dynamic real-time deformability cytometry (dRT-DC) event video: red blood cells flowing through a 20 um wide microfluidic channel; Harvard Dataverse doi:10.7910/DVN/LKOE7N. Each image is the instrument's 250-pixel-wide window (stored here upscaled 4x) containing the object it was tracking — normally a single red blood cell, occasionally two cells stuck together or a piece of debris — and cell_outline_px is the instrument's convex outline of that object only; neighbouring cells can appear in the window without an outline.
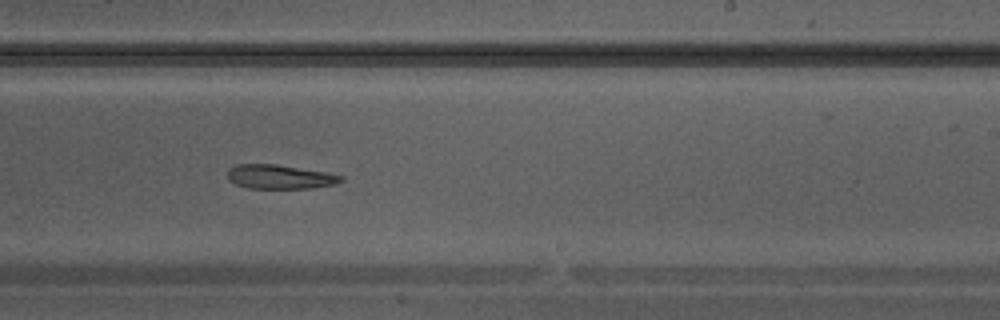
{"species": "Egyptian fruit bat (a non-hibernating species)", "species_latin": "Rousettus aegyptiacus", "temperature_condition": "warm", "stored_images_in_passage": 34, "camera_frame_rate_fps": 3000, "um_per_image_px": 0.085, "animal": {"sex": "male"}, "frame": {"image": 1, "passage_image": 20, "time_ms": 6.333, "image_size_px": [1000, 320], "cell_outline_px": [[344, 180], [336, 184], [312, 188], [248, 188], [236, 184], [228, 180], [228, 168], [236, 164], [276, 164], [324, 172], [344, 176]], "centroid_in_image_um": [23.77, 15.03], "position_along_channel_um": 265.2, "area_um2": 15.95}}